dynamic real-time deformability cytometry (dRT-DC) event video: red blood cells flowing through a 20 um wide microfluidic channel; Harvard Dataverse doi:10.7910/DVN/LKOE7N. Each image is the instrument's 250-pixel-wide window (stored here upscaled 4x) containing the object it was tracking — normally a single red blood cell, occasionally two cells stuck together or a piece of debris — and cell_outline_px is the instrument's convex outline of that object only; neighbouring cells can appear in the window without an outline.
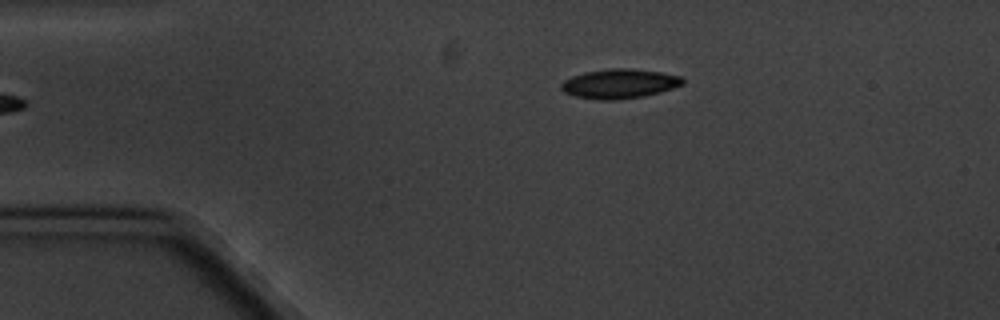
{"species": "common noctule bat (a hibernating species)", "species_latin": "Nyctalus noctula", "temperature_condition": "cold", "stored_images_in_passage": 5, "camera_frame_rate_fps": 3000, "um_per_image_px": 0.085, "animal": {"sex": "male", "body_mass_g": 20.1, "forearm_length_mm": 53.5}, "frame": {"image": 1, "passage_image": 5, "time_ms": 5.667, "image_size_px": [1000, 320], "cell_outline_px": [[684, 84], [660, 92], [644, 96], [612, 100], [600, 100], [576, 96], [564, 92], [560, 88], [560, 84], [564, 80], [572, 76], [584, 72], [612, 68], [632, 68], [660, 72], [680, 76], [684, 80]], "centroid_in_image_um": [52.64, 7.11], "position_along_channel_um": 32.4, "area_um2": 20.81}}